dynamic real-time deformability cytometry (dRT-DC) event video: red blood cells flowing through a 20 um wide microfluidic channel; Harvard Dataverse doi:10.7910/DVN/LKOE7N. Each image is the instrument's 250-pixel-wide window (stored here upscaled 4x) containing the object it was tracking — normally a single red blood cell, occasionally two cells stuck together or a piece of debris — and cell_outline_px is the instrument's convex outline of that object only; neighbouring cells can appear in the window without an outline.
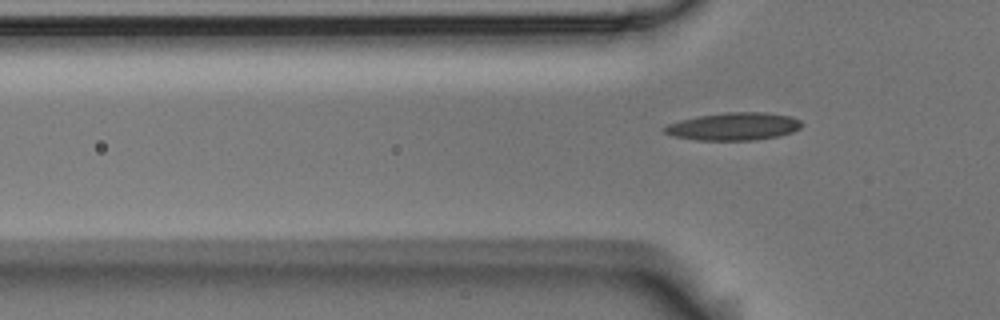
{"species": "Egyptian fruit bat (a non-hibernating species)", "species_latin": "Rousettus aegyptiacus", "temperature_condition": "room temperature", "stored_images_in_passage": 6, "segment_of_instrument_passage": [2, 2], "camera_frame_rate_fps": 3000, "um_per_image_px": 0.085, "animal": {"sex": "male"}, "frame": {"image": 1, "passage_image": 6, "time_ms": 1.667, "image_size_px": [1000, 320], "cell_outline_px": [[804, 124], [800, 128], [792, 132], [780, 136], [756, 140], [696, 140], [672, 136], [664, 132], [664, 128], [668, 124], [680, 120], [700, 116], [728, 112], [764, 112], [788, 116], [800, 120]], "centroid_in_image_um": [62.39, 10.75], "position_along_channel_um": 63.4, "area_um2": 22.08}}